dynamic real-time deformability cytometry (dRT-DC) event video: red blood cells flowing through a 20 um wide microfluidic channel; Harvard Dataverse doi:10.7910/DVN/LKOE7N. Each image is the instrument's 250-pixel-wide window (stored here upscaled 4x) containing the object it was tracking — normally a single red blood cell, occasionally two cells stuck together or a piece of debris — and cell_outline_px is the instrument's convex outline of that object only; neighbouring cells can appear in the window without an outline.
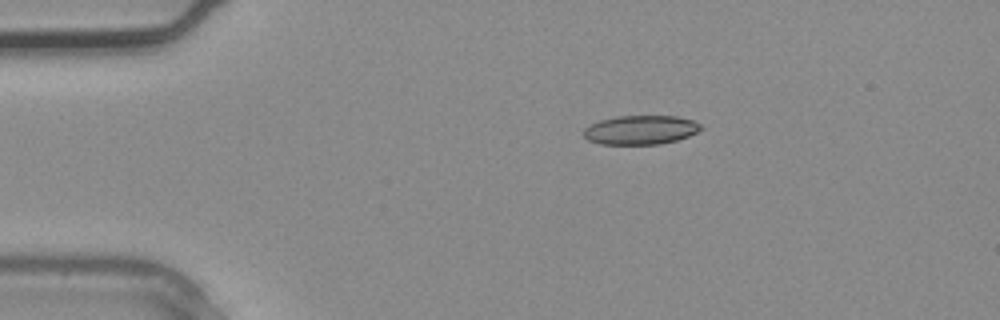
{"species": "common noctule bat (a hibernating species)", "species_latin": "Nyctalus noctula", "temperature_condition": "warm", "stored_images_in_passage": 3, "camera_frame_rate_fps": 3000, "um_per_image_px": 0.085, "animal": {"sex": "male", "body_mass_g": 20.4}, "frame": {"image": 1, "passage_image": 1, "time_ms": 0.0, "image_size_px": [1000, 320], "cell_outline_px": [[704, 128], [688, 136], [676, 140], [660, 144], [600, 144], [588, 140], [584, 136], [584, 128], [600, 120], [616, 116], [676, 116], [692, 120], [700, 124]], "centroid_in_image_um": [54.45, 11.04], "position_along_channel_um": 30.5, "area_um2": 19.77}}
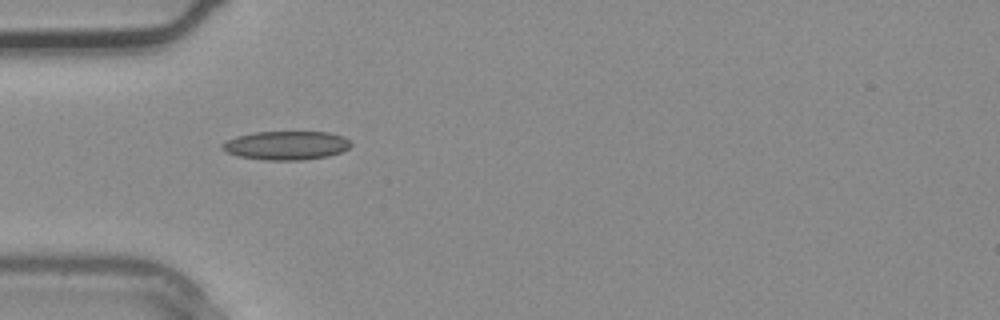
{"frame": {"image": 2, "passage_image": 2, "time_ms": 0.333, "image_size_px": [1000, 320], "cell_outline_px": [[352, 144], [348, 148], [340, 152], [328, 156], [300, 160], [264, 160], [236, 156], [224, 152], [220, 148], [220, 144], [236, 136], [256, 132], [328, 132], [344, 136]], "centroid_in_image_um": [24.28, 12.36], "position_along_channel_um": 60.7, "area_um2": 21.68}}
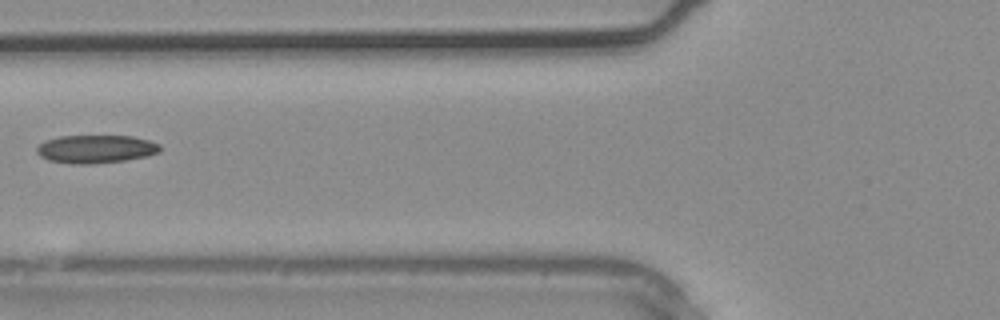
{"frame": {"image": 3, "passage_image": 3, "time_ms": 0.667, "image_size_px": [1000, 320], "cell_outline_px": [[160, 152], [148, 156], [124, 160], [92, 164], [72, 164], [48, 160], [40, 156], [36, 152], [36, 148], [44, 140], [60, 136], [132, 136], [148, 140], [160, 144]], "centroid_in_image_um": [8.13, 12.67], "position_along_channel_um": 117.7, "area_um2": 20.29}}